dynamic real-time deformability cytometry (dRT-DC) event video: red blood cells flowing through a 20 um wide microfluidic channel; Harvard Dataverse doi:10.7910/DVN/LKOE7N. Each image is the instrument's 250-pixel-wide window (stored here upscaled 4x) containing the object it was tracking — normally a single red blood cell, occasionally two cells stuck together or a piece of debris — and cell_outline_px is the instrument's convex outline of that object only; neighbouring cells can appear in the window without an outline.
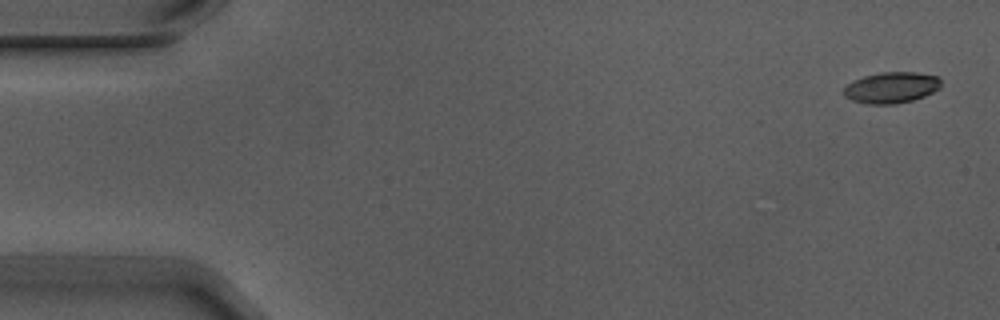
{"species": "Egyptian fruit bat (a non-hibernating species)", "species_latin": "Rousettus aegyptiacus", "temperature_condition": "warm", "stored_images_in_passage": 4, "camera_frame_rate_fps": 3000, "um_per_image_px": 0.085, "animal": {"sex": "male"}, "frame": {"image": 1, "passage_image": 1, "time_ms": 0.0, "image_size_px": [1000, 320], "cell_outline_px": [[940, 88], [924, 96], [912, 100], [896, 104], [868, 104], [852, 100], [844, 96], [840, 92], [852, 80], [864, 76], [880, 72], [916, 72], [940, 76]], "centroid_in_image_um": [75.74, 7.44], "position_along_channel_um": 9.3, "area_um2": 17.8}}
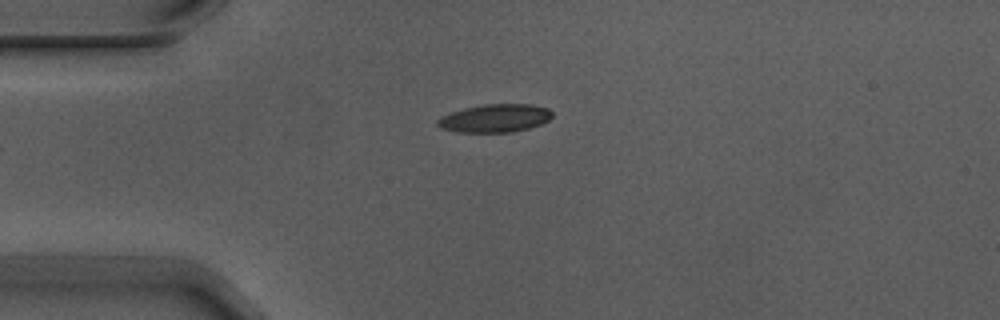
{"frame": {"image": 2, "passage_image": 4, "time_ms": 1.0, "image_size_px": [1000, 320], "cell_outline_px": [[552, 116], [548, 120], [540, 124], [528, 128], [512, 132], [456, 132], [440, 128], [436, 124], [436, 120], [440, 116], [464, 108], [484, 104], [532, 104], [548, 108], [552, 112]], "centroid_in_image_um": [42.04, 10.04], "position_along_channel_um": 43.0, "area_um2": 18.84}}